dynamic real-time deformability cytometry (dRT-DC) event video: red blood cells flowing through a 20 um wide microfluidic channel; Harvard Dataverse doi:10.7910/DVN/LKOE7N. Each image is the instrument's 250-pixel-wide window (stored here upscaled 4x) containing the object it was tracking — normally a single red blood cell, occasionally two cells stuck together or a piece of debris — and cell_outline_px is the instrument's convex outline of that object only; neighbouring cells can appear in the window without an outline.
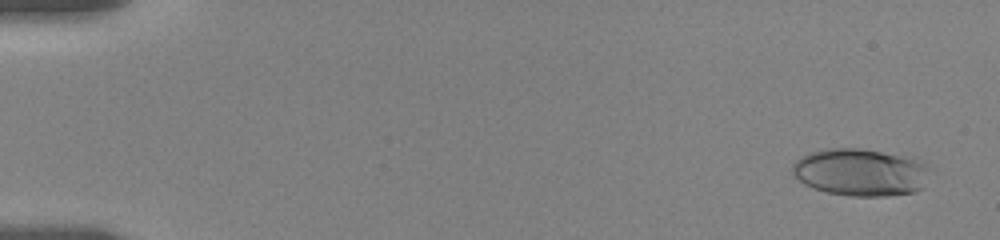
{"species": "human", "species_latin": "Homo sapiens", "temperature_condition": "room temperature", "stored_images_in_passage": 84, "camera_frame_rate_fps": 3000, "um_per_image_px": 0.085, "donor": {"sex": "female"}, "frame": {"image": 1, "passage_image": 2, "time_ms": 0.333, "image_size_px": [1000, 240], "cell_outline_px": [[928, 168], [924, 188], [912, 192], [884, 196], [848, 196], [828, 192], [812, 188], [804, 184], [792, 172], [792, 164], [796, 160], [812, 152], [832, 148], [860, 148], [912, 156], [920, 160]], "centroid_in_image_um": [73.16, 14.64], "position_along_channel_um": 11.8, "area_um2": 37.97}}
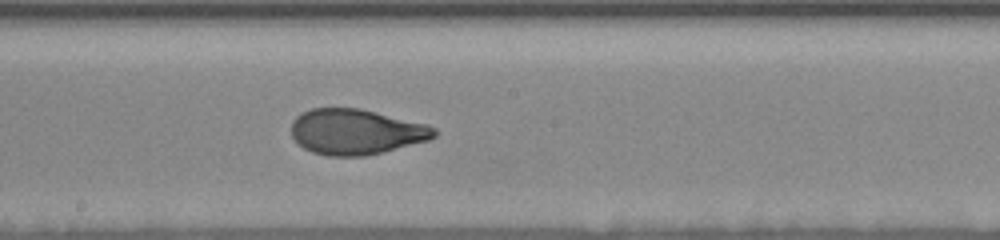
{"frame": {"image": 2, "passage_image": 41, "time_ms": 10.333, "image_size_px": [1000, 240], "cell_outline_px": [[440, 132], [436, 136], [428, 140], [384, 152], [364, 156], [328, 156], [312, 152], [304, 148], [292, 136], [292, 120], [296, 116], [312, 108], [360, 108], [428, 124], [436, 128]], "centroid_in_image_um": [30.3, 11.2], "position_along_channel_um": 217.9, "area_um2": 38.03}}
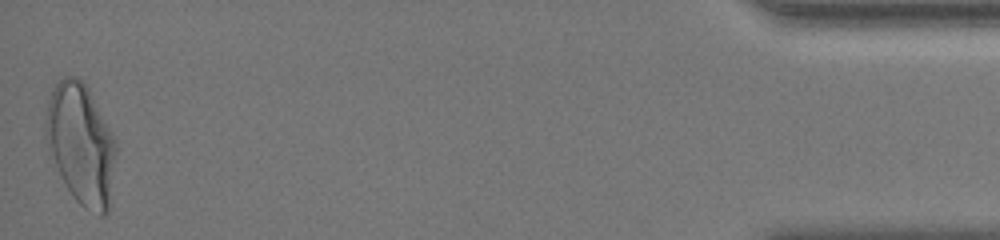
{"frame": {"image": 3, "passage_image": 84, "time_ms": 18.667, "image_size_px": [1000, 240], "cell_outline_px": [[116, 152], [108, 212], [104, 216], [100, 216], [84, 208], [72, 196], [56, 164], [44, 136], [44, 124], [48, 100], [52, 88], [64, 76], [76, 76], [88, 88], [116, 144]], "centroid_in_image_um": [6.86, 12.24], "position_along_channel_um": 428.3, "area_um2": 48.55}, "authors_computed_cell_mechanics": {"area_um2": 37.9746, "velocity_mm_per_s": 3.4976, "shape_relaxation_time_tau1_ms": 6.6913, "shape_relaxation_time_tau2_ms": 1.0776, "deformation_change_tau1": 0.246, "deformation_change_tau2": 0.0689}}